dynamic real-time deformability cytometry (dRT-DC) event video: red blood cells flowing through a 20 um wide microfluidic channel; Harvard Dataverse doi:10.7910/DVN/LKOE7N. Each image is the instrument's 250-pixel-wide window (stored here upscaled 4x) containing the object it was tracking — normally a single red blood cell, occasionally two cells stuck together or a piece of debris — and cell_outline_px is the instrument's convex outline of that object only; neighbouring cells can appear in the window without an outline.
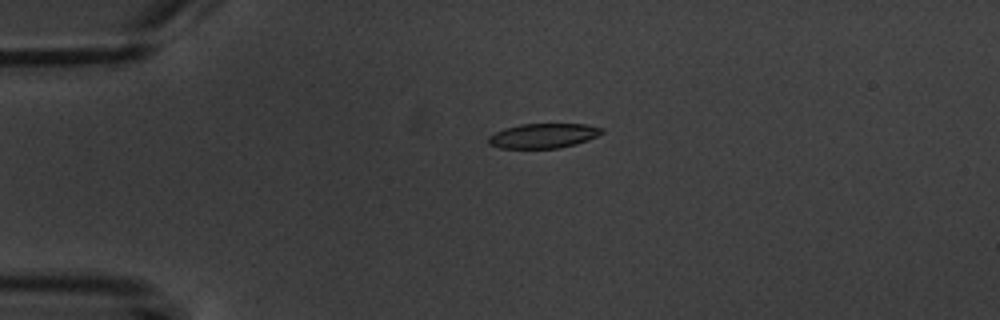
{"species": "common noctule bat (a hibernating species)", "species_latin": "Nyctalus noctula", "temperature_condition": "warm", "stored_images_in_passage": 5, "camera_frame_rate_fps": 3000, "um_per_image_px": 0.085, "animal": {"sex": "male", "body_mass_g": 20.1, "forearm_length_mm": 53.5}, "frame": {"image": 1, "passage_image": 4, "time_ms": 3.333, "image_size_px": [1000, 320], "cell_outline_px": [[604, 132], [588, 140], [576, 144], [560, 148], [500, 148], [488, 144], [488, 136], [504, 128], [520, 124], [588, 124], [604, 128]], "centroid_in_image_um": [46.19, 11.53], "position_along_channel_um": 38.8, "area_um2": 16.42}}